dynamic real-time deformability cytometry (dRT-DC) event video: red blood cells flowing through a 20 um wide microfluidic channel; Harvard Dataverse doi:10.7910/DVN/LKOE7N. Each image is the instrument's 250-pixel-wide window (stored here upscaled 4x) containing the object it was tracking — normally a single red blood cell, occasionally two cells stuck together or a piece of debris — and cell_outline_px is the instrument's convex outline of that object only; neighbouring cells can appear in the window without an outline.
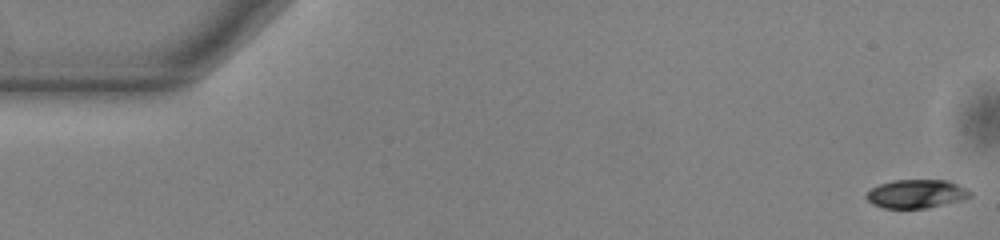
{"species": "common noctule bat (a hibernating species)", "species_latin": "Nyctalus noctula", "temperature_condition": "warm", "stored_images_in_passage": 12, "camera_frame_rate_fps": 3000, "um_per_image_px": 0.085, "animal": {"sex": "male", "body_mass_g": 13.0, "forearm_length_mm": 53.1}, "frame": {"image": 1, "passage_image": 1, "time_ms": 0.0, "image_size_px": [1000, 240], "cell_outline_px": [[972, 196], [960, 200], [924, 208], [884, 208], [872, 204], [864, 196], [872, 188], [880, 184], [892, 180], [948, 180], [968, 188], [972, 192]], "centroid_in_image_um": [77.9, 16.46], "position_along_channel_um": 7.1, "area_um2": 17.22}}